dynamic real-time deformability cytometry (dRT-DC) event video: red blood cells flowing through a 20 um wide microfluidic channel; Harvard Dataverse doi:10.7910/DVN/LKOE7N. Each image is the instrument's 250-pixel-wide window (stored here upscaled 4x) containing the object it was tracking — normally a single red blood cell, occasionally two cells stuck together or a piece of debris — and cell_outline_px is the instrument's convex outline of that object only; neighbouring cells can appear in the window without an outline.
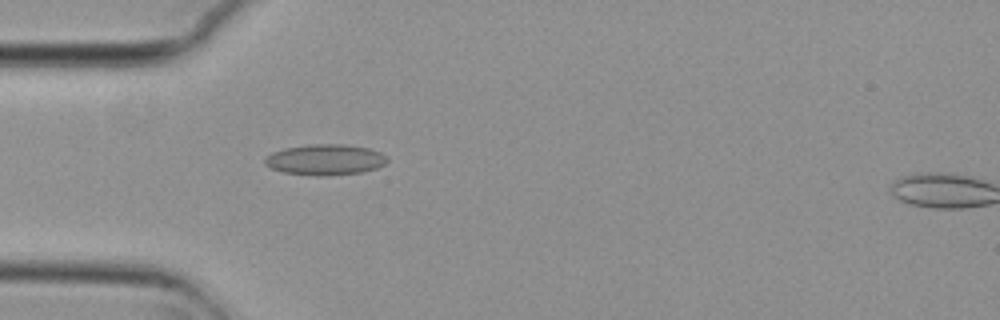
{"species": "common noctule bat (a hibernating species)", "species_latin": "Nyctalus noctula", "temperature_condition": "cold", "stored_images_in_passage": 2, "camera_frame_rate_fps": 3000, "um_per_image_px": 0.085, "animal": {"sex": "female", "body_mass_g": 29.2, "forearm_length_mm": 56.3}, "frame": {"image": 1, "passage_image": 1, "time_ms": 0.0, "image_size_px": [1000, 320], "cell_outline_px": [[388, 160], [384, 164], [376, 168], [360, 172], [328, 176], [316, 176], [284, 172], [272, 168], [264, 164], [264, 156], [272, 152], [284, 148], [312, 144], [344, 144], [368, 148], [380, 152], [388, 156]], "centroid_in_image_um": [27.63, 13.57], "position_along_channel_um": 57.4, "area_um2": 22.02}}